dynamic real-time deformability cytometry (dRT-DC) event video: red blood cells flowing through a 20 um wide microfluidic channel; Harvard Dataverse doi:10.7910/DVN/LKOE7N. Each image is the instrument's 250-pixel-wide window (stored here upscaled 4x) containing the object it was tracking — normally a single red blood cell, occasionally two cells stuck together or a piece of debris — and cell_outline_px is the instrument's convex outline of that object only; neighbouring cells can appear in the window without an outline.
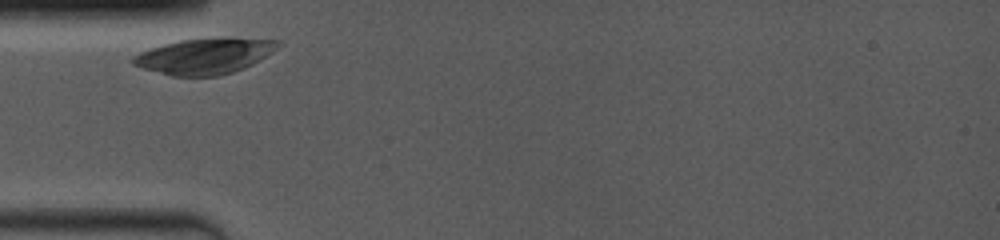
{"species": "common noctule bat (a hibernating species)", "species_latin": "Nyctalus noctula", "temperature_condition": "room temperature", "stored_images_in_passage": 3, "camera_frame_rate_fps": 4000, "um_per_image_px": 0.085, "animal": {"sex": "female", "body_mass_g": 19.0, "forearm_length_mm": 53.3}, "frame": {"image": 1, "passage_image": 1, "time_ms": 0.0, "image_size_px": [1000, 240], "cell_outline_px": [[284, 44], [272, 52], [252, 64], [244, 68], [232, 72], [216, 76], [172, 76], [144, 68], [132, 64], [132, 56], [140, 52], [164, 44], [180, 40], [280, 40]], "centroid_in_image_um": [17.36, 4.81], "position_along_channel_um": 67.6, "area_um2": 29.02}}
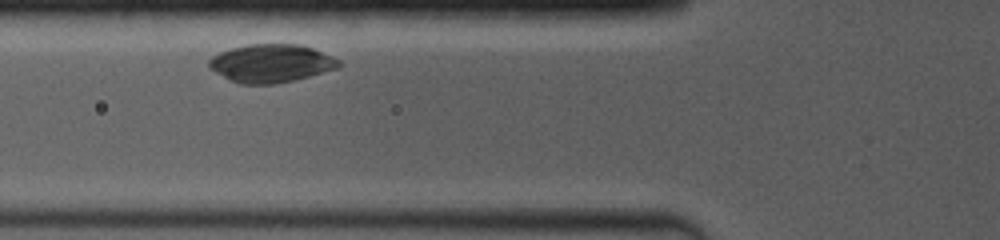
{"frame": {"image": 2, "passage_image": 2, "time_ms": 1.0, "image_size_px": [1000, 240], "cell_outline_px": [[344, 64], [340, 68], [292, 80], [272, 84], [240, 84], [228, 80], [208, 68], [208, 60], [212, 56], [220, 52], [232, 48], [248, 44], [300, 44], [312, 48], [332, 56], [340, 60]], "centroid_in_image_um": [23.04, 5.38], "position_along_channel_um": 102.8, "area_um2": 29.02}}
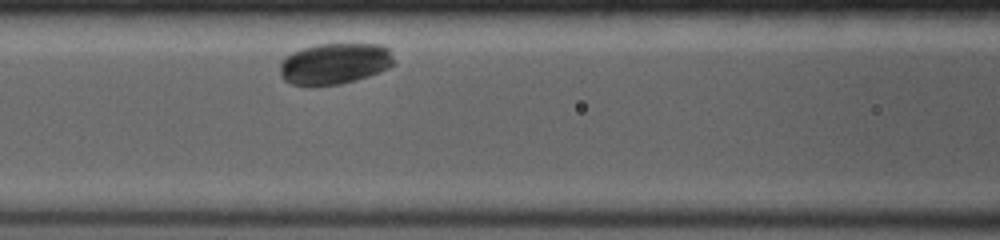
{"frame": {"image": 3, "passage_image": 3, "time_ms": 2.0, "image_size_px": [1000, 240], "cell_outline_px": [[396, 64], [380, 72], [356, 80], [340, 84], [308, 88], [292, 84], [284, 80], [280, 76], [280, 60], [284, 56], [292, 52], [316, 44], [380, 44], [388, 48]], "centroid_in_image_um": [28.4, 5.44], "position_along_channel_um": 138.2, "area_um2": 27.98}}